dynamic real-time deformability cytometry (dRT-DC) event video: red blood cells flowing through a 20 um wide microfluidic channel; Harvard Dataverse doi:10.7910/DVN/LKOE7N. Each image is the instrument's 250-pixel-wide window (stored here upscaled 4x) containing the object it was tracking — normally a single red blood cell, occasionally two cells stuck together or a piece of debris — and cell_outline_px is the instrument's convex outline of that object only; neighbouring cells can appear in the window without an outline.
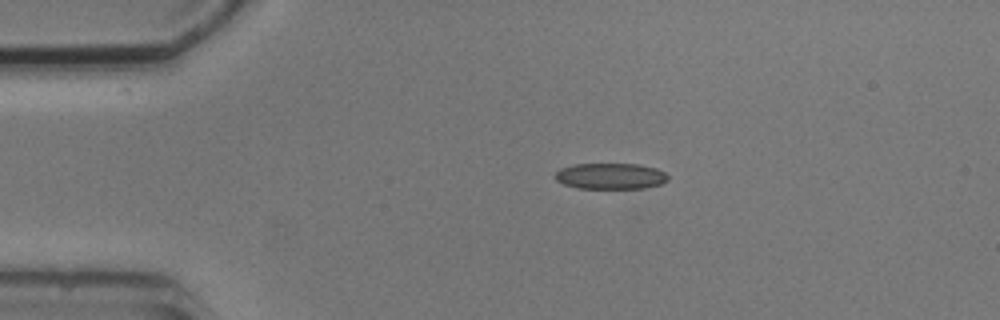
{"species": "common noctule bat (a hibernating species)", "species_latin": "Nyctalus noctula", "temperature_condition": "cold", "stored_images_in_passage": 4, "camera_frame_rate_fps": 3000, "um_per_image_px": 0.085, "animal": {"sex": "male", "body_mass_g": 20.5, "forearm_length_mm": 52.5}, "frame": {"image": 1, "passage_image": 1, "time_ms": 0.0, "image_size_px": [1000, 320], "cell_outline_px": [[668, 180], [660, 184], [644, 188], [576, 188], [564, 184], [556, 180], [556, 172], [560, 168], [576, 164], [640, 164], [656, 168], [664, 172], [668, 176]], "centroid_in_image_um": [51.9, 14.97], "position_along_channel_um": 33.1, "area_um2": 17.05}}